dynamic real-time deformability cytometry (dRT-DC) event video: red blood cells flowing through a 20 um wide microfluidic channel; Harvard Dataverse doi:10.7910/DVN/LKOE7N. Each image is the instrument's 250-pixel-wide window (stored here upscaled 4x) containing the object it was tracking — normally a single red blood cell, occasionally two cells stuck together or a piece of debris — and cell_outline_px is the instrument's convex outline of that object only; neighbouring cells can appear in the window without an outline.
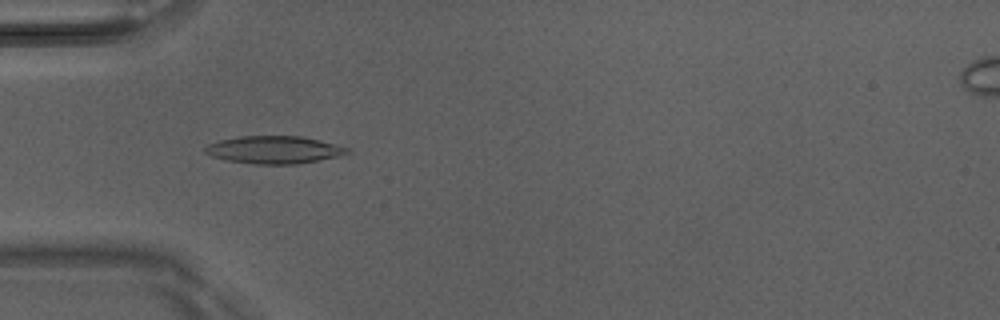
{"species": "Egyptian fruit bat (a non-hibernating species)", "species_latin": "Rousettus aegyptiacus", "temperature_condition": "room temperature", "stored_images_in_passage": 6, "camera_frame_rate_fps": 3000, "um_per_image_px": 0.085, "animal": {"sex": "male"}, "frame": {"image": 1, "passage_image": 4, "time_ms": 1.0, "image_size_px": [1000, 320], "cell_outline_px": [[352, 152], [340, 156], [296, 164], [252, 164], [228, 160], [212, 156], [204, 152], [204, 148], [208, 144], [220, 140], [240, 136], [300, 136], [320, 140], [352, 148]], "centroid_in_image_um": [23.35, 12.73], "position_along_channel_um": 61.7, "area_um2": 22.95}}